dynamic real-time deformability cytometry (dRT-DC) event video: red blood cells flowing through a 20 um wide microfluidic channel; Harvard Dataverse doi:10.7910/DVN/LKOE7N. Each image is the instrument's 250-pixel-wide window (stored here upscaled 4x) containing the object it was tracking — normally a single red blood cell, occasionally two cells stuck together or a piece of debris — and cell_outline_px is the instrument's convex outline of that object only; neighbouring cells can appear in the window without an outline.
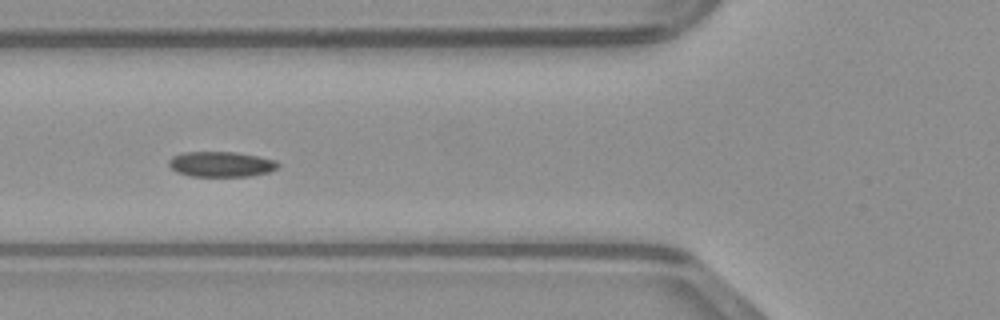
{"species": "common noctule bat (a hibernating species)", "species_latin": "Nyctalus noctula", "temperature_condition": "warm", "stored_images_in_passage": 41, "camera_frame_rate_fps": 3000, "um_per_image_px": 0.085, "animal": {"sex": "male", "body_mass_g": 23.1, "forearm_length_mm": 52.7}, "frame": {"image": 1, "passage_image": 18, "time_ms": 5.667, "image_size_px": [1000, 320], "cell_outline_px": [[280, 164], [276, 168], [268, 172], [248, 176], [188, 176], [176, 172], [168, 164], [168, 160], [172, 156], [184, 152], [236, 152], [276, 160]], "centroid_in_image_um": [18.76, 13.95], "position_along_channel_um": 107.0, "area_um2": 16.07}}
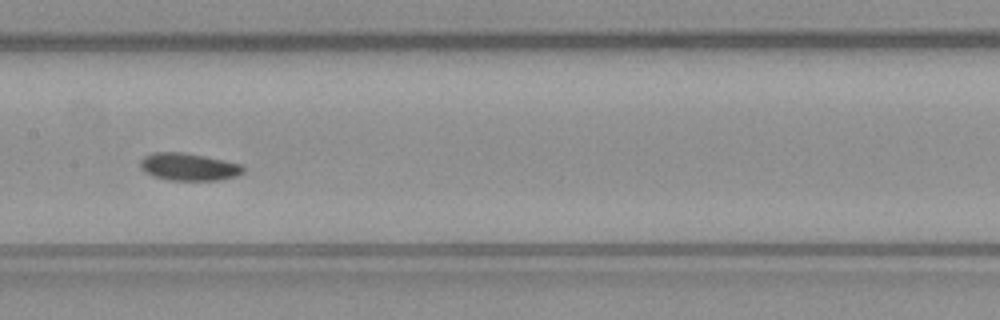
{"frame": {"image": 2, "passage_image": 24, "time_ms": 7.667, "image_size_px": [1000, 320], "cell_outline_px": [[244, 172], [236, 176], [220, 180], [168, 180], [152, 176], [144, 172], [140, 168], [140, 160], [144, 156], [152, 152], [184, 152], [244, 164]], "centroid_in_image_um": [16.03, 14.18], "position_along_channel_um": 191.4, "area_um2": 16.7}}